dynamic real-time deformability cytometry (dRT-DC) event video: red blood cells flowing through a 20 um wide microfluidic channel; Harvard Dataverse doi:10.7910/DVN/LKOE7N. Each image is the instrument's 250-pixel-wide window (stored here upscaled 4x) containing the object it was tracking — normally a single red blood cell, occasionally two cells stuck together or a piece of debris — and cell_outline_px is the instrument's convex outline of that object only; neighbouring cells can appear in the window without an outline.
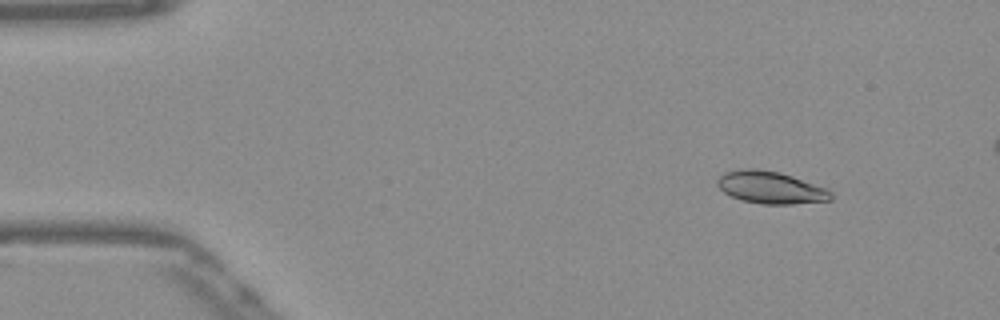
{"species": "Egyptian fruit bat (a non-hibernating species)", "species_latin": "Rousettus aegyptiacus", "temperature_condition": "warm", "stored_images_in_passage": 15, "camera_frame_rate_fps": 3000, "um_per_image_px": 0.085, "frame": {"image": 1, "passage_image": 5, "time_ms": 1.333, "image_size_px": [1000, 320], "cell_outline_px": [[832, 200], [792, 204], [760, 204], [740, 200], [724, 192], [716, 184], [716, 180], [724, 172], [740, 168], [756, 168], [780, 172], [828, 188], [832, 192]], "centroid_in_image_um": [65.5, 15.93], "position_along_channel_um": 19.5, "area_um2": 21.62}}